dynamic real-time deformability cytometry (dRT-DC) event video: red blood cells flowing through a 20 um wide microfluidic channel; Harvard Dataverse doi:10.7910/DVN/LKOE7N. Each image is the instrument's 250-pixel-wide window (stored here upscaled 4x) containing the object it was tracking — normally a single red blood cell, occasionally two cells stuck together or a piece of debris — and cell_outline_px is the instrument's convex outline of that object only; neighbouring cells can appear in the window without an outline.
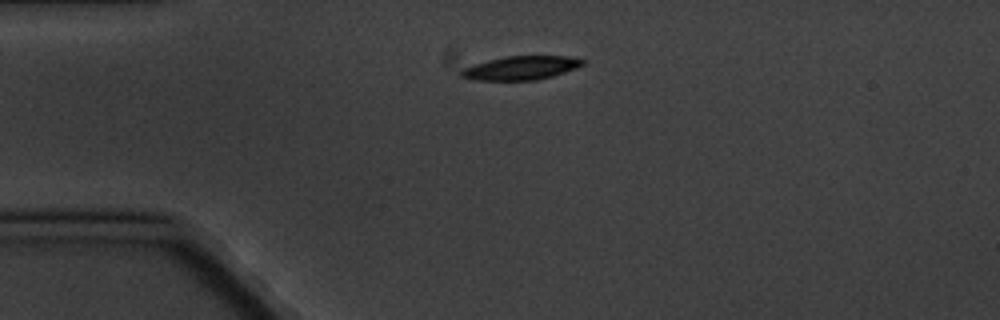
{"species": "common noctule bat (a hibernating species)", "species_latin": "Nyctalus noctula", "temperature_condition": "cold", "stored_images_in_passage": 3, "camera_frame_rate_fps": 3000, "um_per_image_px": 0.085, "animal": {"sex": "male", "body_mass_g": 20.1, "forearm_length_mm": 53.5}, "frame": {"image": 1, "passage_image": 3, "time_ms": 2.333, "image_size_px": [1000, 320], "cell_outline_px": [[584, 64], [576, 68], [552, 76], [536, 80], [472, 80], [460, 76], [460, 72], [464, 68], [472, 64], [504, 56], [568, 56], [584, 60]], "centroid_in_image_um": [44.24, 5.77], "position_along_channel_um": 40.8, "area_um2": 16.76}}